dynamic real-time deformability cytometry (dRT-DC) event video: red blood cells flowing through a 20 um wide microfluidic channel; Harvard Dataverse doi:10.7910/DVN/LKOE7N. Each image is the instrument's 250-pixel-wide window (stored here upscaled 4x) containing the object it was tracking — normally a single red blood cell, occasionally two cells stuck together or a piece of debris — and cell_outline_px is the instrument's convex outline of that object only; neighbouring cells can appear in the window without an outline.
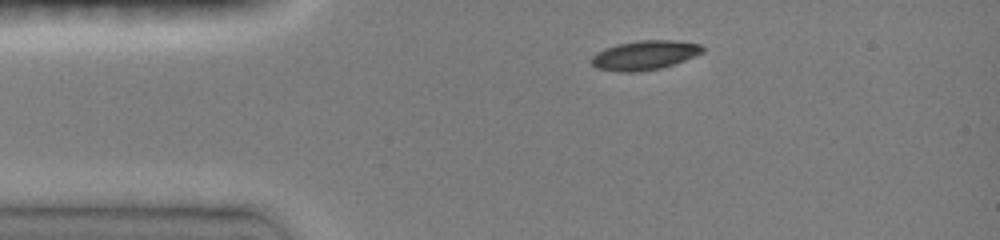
{"species": "common noctule bat (a hibernating species)", "species_latin": "Nyctalus noctula", "temperature_condition": "room temperature", "stored_images_in_passage": 5, "camera_frame_rate_fps": 3000, "um_per_image_px": 0.085, "animal": {"sex": "female", "body_mass_g": 19.0, "forearm_length_mm": 51.5}, "frame": {"image": 1, "passage_image": 1, "time_ms": 0.0, "image_size_px": [1000, 240], "cell_outline_px": [[704, 52], [684, 60], [660, 68], [636, 72], [616, 72], [596, 68], [588, 60], [596, 52], [604, 48], [616, 44], [640, 40], [672, 40], [700, 44], [704, 48]], "centroid_in_image_um": [54.73, 4.69], "position_along_channel_um": 30.3, "area_um2": 19.07}}
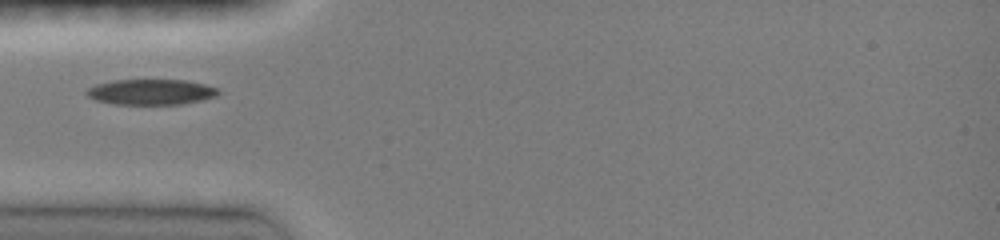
{"frame": {"image": 2, "passage_image": 4, "time_ms": 2.0, "image_size_px": [1000, 240], "cell_outline_px": [[220, 92], [216, 96], [200, 100], [180, 104], [116, 104], [96, 100], [88, 96], [84, 92], [88, 88], [96, 84], [112, 80], [184, 80], [204, 84], [216, 88]], "centroid_in_image_um": [12.8, 7.81], "position_along_channel_um": 72.2, "area_um2": 19.42}}